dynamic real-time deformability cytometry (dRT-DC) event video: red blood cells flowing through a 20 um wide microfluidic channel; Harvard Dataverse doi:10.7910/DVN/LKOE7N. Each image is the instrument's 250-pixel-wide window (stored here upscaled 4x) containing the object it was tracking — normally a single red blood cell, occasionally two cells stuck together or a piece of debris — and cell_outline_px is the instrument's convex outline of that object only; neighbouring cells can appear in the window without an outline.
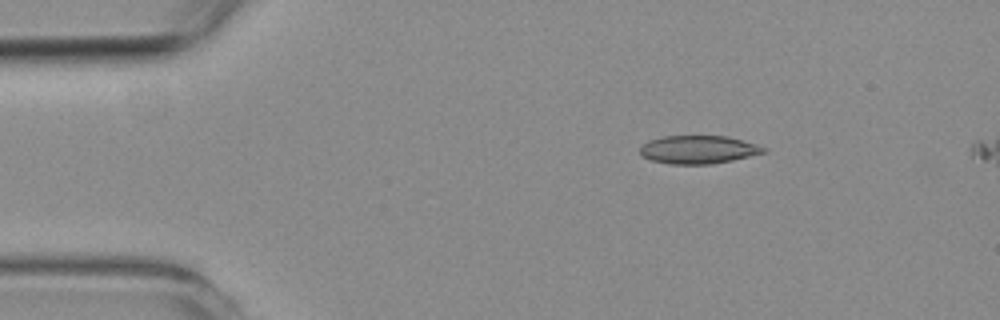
{"species": "common noctule bat (a hibernating species)", "species_latin": "Nyctalus noctula", "temperature_condition": "room temperature", "stored_images_in_passage": 45, "camera_frame_rate_fps": 3000, "um_per_image_px": 0.085, "animal": {"sex": "female", "body_mass_g": 19.3, "forearm_length_mm": 54.1}, "frame": {"image": 1, "passage_image": 1, "time_ms": 0.0, "image_size_px": [1000, 320], "cell_outline_px": [[768, 152], [732, 160], [712, 164], [668, 164], [652, 160], [640, 156], [640, 148], [648, 140], [664, 136], [728, 136], [756, 144], [768, 148]], "centroid_in_image_um": [59.37, 12.72], "position_along_channel_um": 25.6, "area_um2": 20.4}}
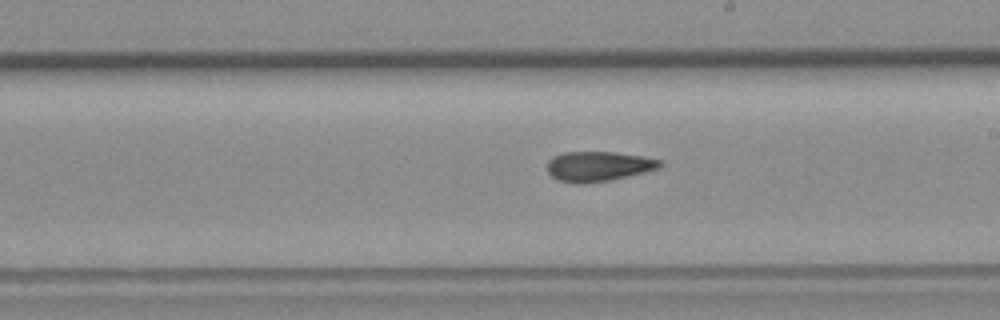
{"frame": {"image": 2, "passage_image": 23, "time_ms": 7.333, "image_size_px": [1000, 320], "cell_outline_px": [[664, 164], [660, 168], [612, 180], [588, 184], [572, 184], [556, 180], [548, 172], [548, 160], [552, 156], [564, 152], [612, 152], [644, 156], [664, 160]], "centroid_in_image_um": [50.87, 14.15], "position_along_channel_um": 238.1, "area_um2": 20.11}}
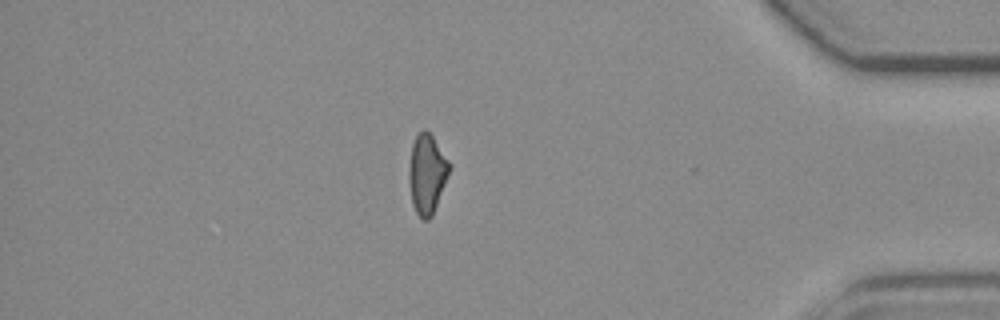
{"frame": {"image": 3, "passage_image": 39, "time_ms": 12.667, "image_size_px": [1000, 320], "cell_outline_px": [[452, 164], [432, 216], [428, 220], [424, 220], [416, 212], [412, 204], [408, 180], [408, 172], [412, 144], [416, 136], [424, 128], [432, 136]], "centroid_in_image_um": [36.28, 14.77], "position_along_channel_um": 398.9, "area_um2": 18.61}}